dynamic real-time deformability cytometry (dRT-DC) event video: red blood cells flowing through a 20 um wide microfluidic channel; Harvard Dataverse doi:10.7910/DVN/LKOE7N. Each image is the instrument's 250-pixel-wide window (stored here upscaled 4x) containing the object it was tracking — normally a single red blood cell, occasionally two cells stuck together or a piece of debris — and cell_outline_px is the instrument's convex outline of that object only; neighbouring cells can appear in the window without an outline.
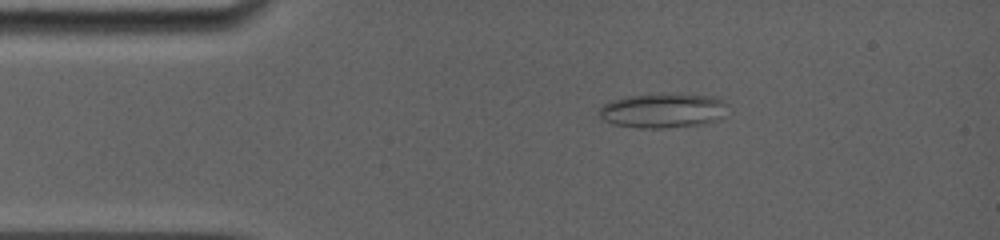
{"species": "common noctule bat (a hibernating species)", "species_latin": "Nyctalus noctula", "temperature_condition": "room temperature", "stored_images_in_passage": 12, "camera_frame_rate_fps": 5000, "um_per_image_px": 0.085, "animal": {"sex": "female", "body_mass_g": 19.0, "forearm_length_mm": 56.7}, "frame": {"image": 1, "passage_image": 3, "time_ms": 0.6, "image_size_px": [1000, 240], "cell_outline_px": [[728, 104], [720, 120], [704, 124], [664, 128], [640, 128], [612, 124], [604, 120], [596, 112], [604, 104], [612, 100], [628, 96], [680, 92], [716, 96], [724, 100]], "centroid_in_image_um": [56.4, 9.38], "position_along_channel_um": 28.6, "area_um2": 26.59}}
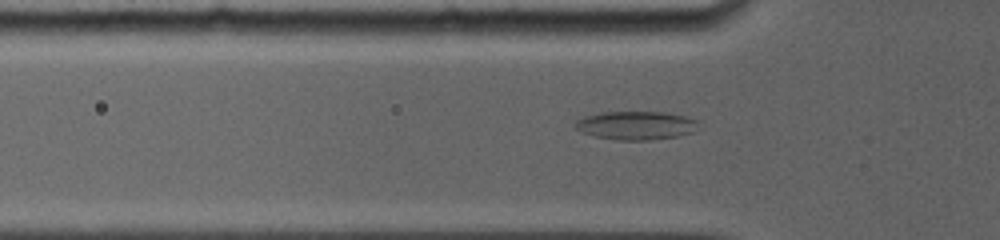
{"frame": {"image": 2, "passage_image": 9, "time_ms": 2.8, "image_size_px": [1000, 240], "cell_outline_px": [[696, 120], [692, 132], [676, 136], [648, 140], [616, 140], [596, 136], [584, 132], [576, 128], [572, 124], [576, 120], [584, 116], [604, 112], [664, 112], [684, 116]], "centroid_in_image_um": [53.98, 10.65], "position_along_channel_um": 71.8, "area_um2": 20.06}}
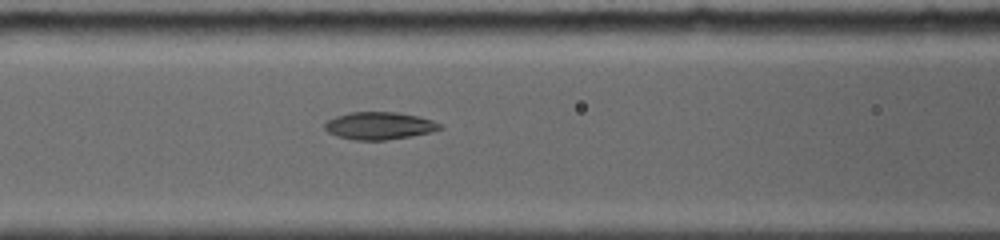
{"frame": {"image": 3, "passage_image": 12, "time_ms": 4.4, "image_size_px": [1000, 240], "cell_outline_px": [[444, 128], [428, 132], [408, 136], [384, 140], [356, 140], [340, 136], [328, 132], [324, 128], [324, 124], [328, 120], [336, 116], [348, 112], [396, 112], [416, 116], [432, 120], [444, 124]], "centroid_in_image_um": [32.24, 10.67], "position_along_channel_um": 134.4, "area_um2": 18.21}}